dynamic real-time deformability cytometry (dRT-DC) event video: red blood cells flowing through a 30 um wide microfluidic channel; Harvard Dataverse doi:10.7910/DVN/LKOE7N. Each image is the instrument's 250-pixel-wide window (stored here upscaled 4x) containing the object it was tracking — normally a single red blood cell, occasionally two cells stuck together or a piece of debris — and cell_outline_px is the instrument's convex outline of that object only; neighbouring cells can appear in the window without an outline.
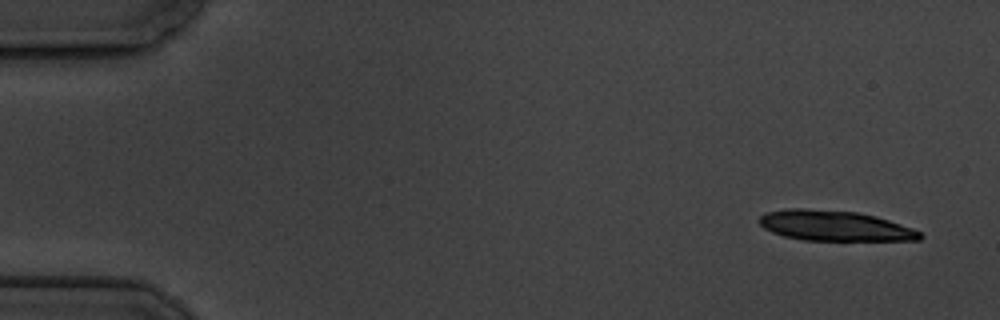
{"species": "common noctule bat (a hibernating species)", "species_latin": "Nyctalus noctula", "temperature_condition": "cold", "stored_images_in_passage": 5, "camera_frame_rate_fps": 3000, "um_per_image_px": 0.085, "animal": {"sex": "male", "body_mass_g": 19.5, "forearm_length_mm": 54.6}, "frame": {"image": 1, "passage_image": 1, "time_ms": 0.0, "image_size_px": [1000, 320], "cell_outline_px": [[924, 236], [920, 240], [804, 240], [784, 236], [772, 232], [764, 228], [756, 220], [764, 212], [788, 208], [804, 208], [856, 212], [876, 216], [912, 228], [920, 232]], "centroid_in_image_um": [70.9, 19.18], "position_along_channel_um": 14.1, "area_um2": 28.38}}